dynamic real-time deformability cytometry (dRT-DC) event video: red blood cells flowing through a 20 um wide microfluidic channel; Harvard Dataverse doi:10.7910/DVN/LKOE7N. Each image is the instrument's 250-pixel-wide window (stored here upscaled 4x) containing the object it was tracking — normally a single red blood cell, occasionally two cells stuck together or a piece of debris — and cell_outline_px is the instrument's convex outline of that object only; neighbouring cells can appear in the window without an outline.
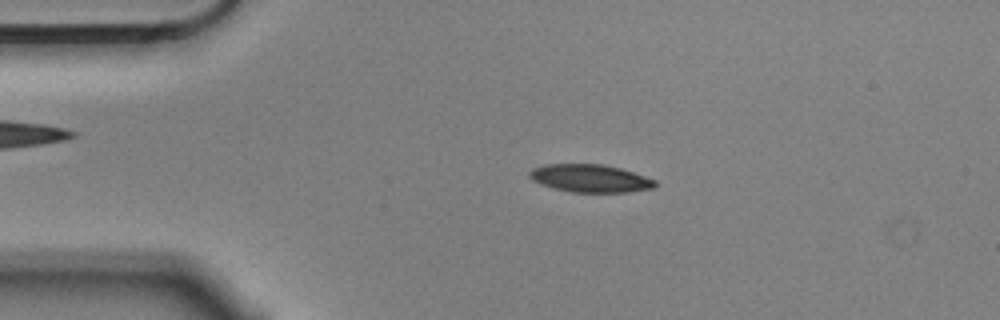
{"species": "Egyptian fruit bat (a non-hibernating species)", "species_latin": "Rousettus aegyptiacus", "temperature_condition": "cold", "stored_images_in_passage": 3, "camera_frame_rate_fps": 3000, "um_per_image_px": 0.085, "animal": {"sex": "male"}, "frame": {"image": 1, "passage_image": 2, "time_ms": 0.333, "image_size_px": [1000, 320], "cell_outline_px": [[656, 188], [628, 192], [572, 192], [552, 188], [540, 184], [532, 180], [528, 176], [528, 172], [532, 168], [544, 164], [604, 164], [620, 168], [656, 180]], "centroid_in_image_um": [50.14, 15.16], "position_along_channel_um": 34.9, "area_um2": 20.52}}